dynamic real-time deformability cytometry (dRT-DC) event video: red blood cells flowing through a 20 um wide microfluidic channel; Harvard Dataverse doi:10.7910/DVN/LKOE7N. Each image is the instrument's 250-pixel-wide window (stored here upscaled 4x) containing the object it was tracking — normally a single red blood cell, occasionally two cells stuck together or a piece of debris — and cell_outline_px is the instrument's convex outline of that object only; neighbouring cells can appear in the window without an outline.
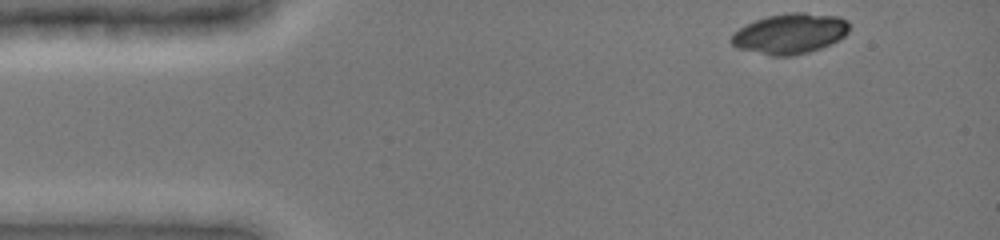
{"species": "common noctule bat (a hibernating species)", "species_latin": "Nyctalus noctula", "temperature_condition": "cold", "stored_images_in_passage": 38, "camera_frame_rate_fps": 3000, "um_per_image_px": 0.085, "animal": {"sex": "female", "body_mass_g": 19.0, "forearm_length_mm": 51.5}, "frame": {"image": 1, "passage_image": 1, "time_ms": 0.0, "image_size_px": [1000, 240], "cell_outline_px": [[848, 32], [840, 40], [820, 48], [808, 52], [792, 56], [772, 56], [736, 48], [728, 40], [732, 32], [756, 20], [768, 16], [792, 12], [804, 12], [840, 16], [848, 20]], "centroid_in_image_um": [67.14, 2.86], "position_along_channel_um": 17.9, "area_um2": 27.92}}
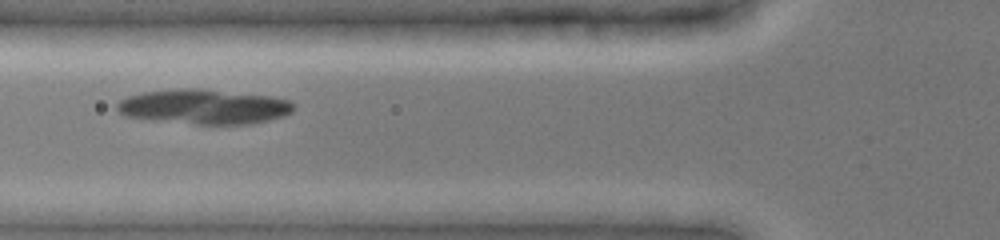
{"frame": {"image": 2, "passage_image": 22, "time_ms": 4.333, "image_size_px": [1000, 240], "cell_outline_px": [[296, 108], [292, 112], [284, 116], [252, 124], [196, 124], [156, 120], [124, 116], [116, 108], [116, 104], [120, 100], [128, 96], [144, 92], [176, 88], [200, 88], [272, 96], [288, 100], [296, 104]], "centroid_in_image_um": [17.37, 9.06], "position_along_channel_um": 108.4, "area_um2": 36.07}}
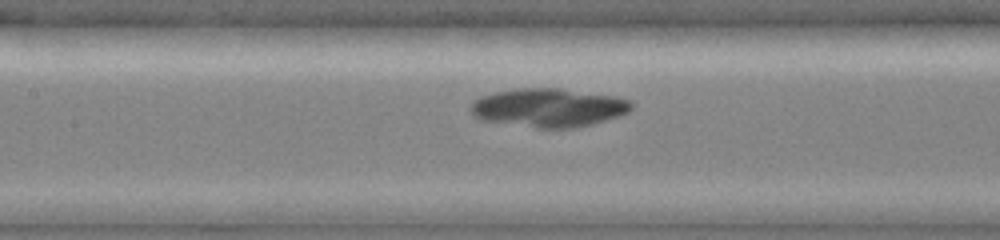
{"frame": {"image": 3, "passage_image": 32, "time_ms": 5.667, "image_size_px": [1000, 240], "cell_outline_px": [[632, 108], [628, 112], [620, 116], [592, 124], [572, 128], [536, 128], [480, 120], [472, 116], [468, 108], [480, 96], [492, 92], [516, 88], [556, 88], [616, 96], [632, 100]], "centroid_in_image_um": [46.6, 9.15], "position_along_channel_um": 160.8, "area_um2": 36.53}}